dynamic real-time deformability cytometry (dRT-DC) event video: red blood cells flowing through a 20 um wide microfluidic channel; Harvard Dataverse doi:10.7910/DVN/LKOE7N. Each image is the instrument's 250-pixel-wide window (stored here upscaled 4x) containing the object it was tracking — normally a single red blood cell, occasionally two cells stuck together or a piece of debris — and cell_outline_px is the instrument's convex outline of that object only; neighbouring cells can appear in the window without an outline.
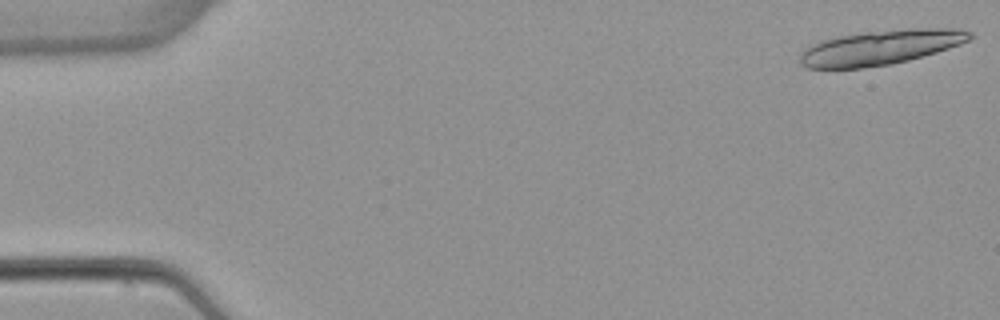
{"species": "common noctule bat (a hibernating species)", "species_latin": "Nyctalus noctula", "temperature_condition": "warm", "stored_images_in_passage": 7, "camera_frame_rate_fps": 3000, "um_per_image_px": 0.085, "animal": {"sex": "female", "body_mass_g": 22.7, "forearm_length_mm": 54.2}, "frame": {"image": 1, "passage_image": 1, "time_ms": 0.0, "image_size_px": [1000, 320], "cell_outline_px": [[972, 36], [968, 40], [960, 44], [936, 52], [908, 60], [892, 64], [860, 68], [808, 68], [800, 64], [800, 56], [804, 48], [812, 44], [824, 40], [840, 36], [864, 32], [904, 28], [960, 28], [972, 32]], "centroid_in_image_um": [74.85, 4.02], "position_along_channel_um": 10.1, "area_um2": 34.28}}
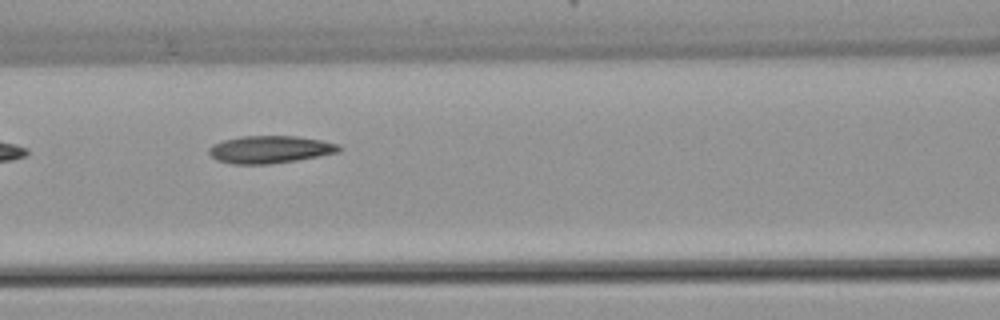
{"frame": {"image": 2, "passage_image": 6, "time_ms": 7.333, "image_size_px": [1000, 320], "cell_outline_px": [[344, 148], [340, 152], [320, 156], [296, 160], [268, 164], [232, 164], [216, 160], [208, 152], [208, 148], [212, 144], [224, 140], [240, 136], [296, 136], [320, 140], [336, 144]], "centroid_in_image_um": [22.94, 12.7], "position_along_channel_um": 143.7, "area_um2": 20.87}}
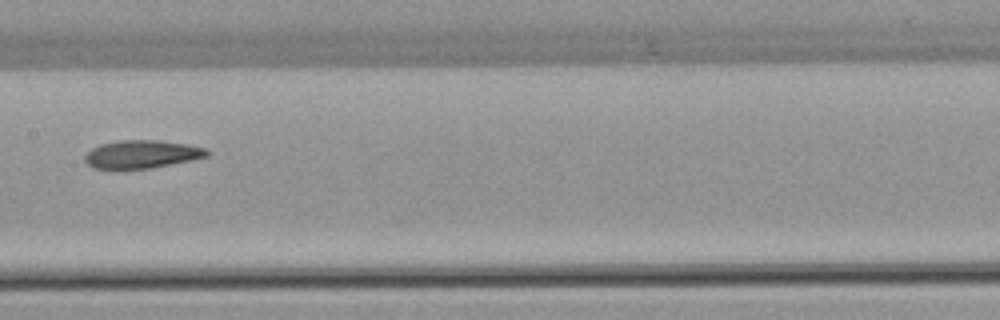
{"frame": {"image": 3, "passage_image": 7, "time_ms": 8.667, "image_size_px": [1000, 320], "cell_outline_px": [[212, 152], [208, 156], [192, 160], [152, 168], [120, 172], [112, 172], [92, 168], [84, 160], [84, 156], [92, 148], [100, 144], [120, 140], [156, 140], [188, 144], [208, 148]], "centroid_in_image_um": [12.02, 13.16], "position_along_channel_um": 195.4, "area_um2": 20.98}}